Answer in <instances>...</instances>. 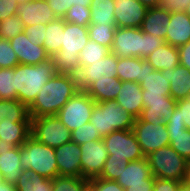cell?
Listing matches in <instances>:
<instances>
[{
    "mask_svg": "<svg viewBox=\"0 0 190 191\" xmlns=\"http://www.w3.org/2000/svg\"><path fill=\"white\" fill-rule=\"evenodd\" d=\"M0 191H19L16 185L4 181L0 184Z\"/></svg>",
    "mask_w": 190,
    "mask_h": 191,
    "instance_id": "cell-55",
    "label": "cell"
},
{
    "mask_svg": "<svg viewBox=\"0 0 190 191\" xmlns=\"http://www.w3.org/2000/svg\"><path fill=\"white\" fill-rule=\"evenodd\" d=\"M165 124L169 132V145L190 162V130L179 120L168 119Z\"/></svg>",
    "mask_w": 190,
    "mask_h": 191,
    "instance_id": "cell-24",
    "label": "cell"
},
{
    "mask_svg": "<svg viewBox=\"0 0 190 191\" xmlns=\"http://www.w3.org/2000/svg\"><path fill=\"white\" fill-rule=\"evenodd\" d=\"M19 65L18 57L9 40H0V68H14Z\"/></svg>",
    "mask_w": 190,
    "mask_h": 191,
    "instance_id": "cell-42",
    "label": "cell"
},
{
    "mask_svg": "<svg viewBox=\"0 0 190 191\" xmlns=\"http://www.w3.org/2000/svg\"><path fill=\"white\" fill-rule=\"evenodd\" d=\"M146 158L154 177L187 181L189 162L170 145L153 151Z\"/></svg>",
    "mask_w": 190,
    "mask_h": 191,
    "instance_id": "cell-7",
    "label": "cell"
},
{
    "mask_svg": "<svg viewBox=\"0 0 190 191\" xmlns=\"http://www.w3.org/2000/svg\"><path fill=\"white\" fill-rule=\"evenodd\" d=\"M16 14L25 27L39 23L46 25L57 19L46 0H32L24 4H18Z\"/></svg>",
    "mask_w": 190,
    "mask_h": 191,
    "instance_id": "cell-18",
    "label": "cell"
},
{
    "mask_svg": "<svg viewBox=\"0 0 190 191\" xmlns=\"http://www.w3.org/2000/svg\"><path fill=\"white\" fill-rule=\"evenodd\" d=\"M58 176H81V147L68 142L55 148Z\"/></svg>",
    "mask_w": 190,
    "mask_h": 191,
    "instance_id": "cell-17",
    "label": "cell"
},
{
    "mask_svg": "<svg viewBox=\"0 0 190 191\" xmlns=\"http://www.w3.org/2000/svg\"><path fill=\"white\" fill-rule=\"evenodd\" d=\"M0 171L4 176V181L14 185L23 171L20 162V146L8 145L2 139H0Z\"/></svg>",
    "mask_w": 190,
    "mask_h": 191,
    "instance_id": "cell-19",
    "label": "cell"
},
{
    "mask_svg": "<svg viewBox=\"0 0 190 191\" xmlns=\"http://www.w3.org/2000/svg\"><path fill=\"white\" fill-rule=\"evenodd\" d=\"M118 57L110 51L103 59L80 67L76 79L80 91H85L94 81L117 77Z\"/></svg>",
    "mask_w": 190,
    "mask_h": 191,
    "instance_id": "cell-12",
    "label": "cell"
},
{
    "mask_svg": "<svg viewBox=\"0 0 190 191\" xmlns=\"http://www.w3.org/2000/svg\"><path fill=\"white\" fill-rule=\"evenodd\" d=\"M111 52L120 58H143V31L140 28H116Z\"/></svg>",
    "mask_w": 190,
    "mask_h": 191,
    "instance_id": "cell-14",
    "label": "cell"
},
{
    "mask_svg": "<svg viewBox=\"0 0 190 191\" xmlns=\"http://www.w3.org/2000/svg\"><path fill=\"white\" fill-rule=\"evenodd\" d=\"M116 28V25L90 23L88 26L89 38L111 50Z\"/></svg>",
    "mask_w": 190,
    "mask_h": 191,
    "instance_id": "cell-34",
    "label": "cell"
},
{
    "mask_svg": "<svg viewBox=\"0 0 190 191\" xmlns=\"http://www.w3.org/2000/svg\"><path fill=\"white\" fill-rule=\"evenodd\" d=\"M20 162L24 171H32L47 179L58 176L55 148L29 137L20 146Z\"/></svg>",
    "mask_w": 190,
    "mask_h": 191,
    "instance_id": "cell-5",
    "label": "cell"
},
{
    "mask_svg": "<svg viewBox=\"0 0 190 191\" xmlns=\"http://www.w3.org/2000/svg\"><path fill=\"white\" fill-rule=\"evenodd\" d=\"M89 179L81 176H56L52 179V191H83Z\"/></svg>",
    "mask_w": 190,
    "mask_h": 191,
    "instance_id": "cell-37",
    "label": "cell"
},
{
    "mask_svg": "<svg viewBox=\"0 0 190 191\" xmlns=\"http://www.w3.org/2000/svg\"><path fill=\"white\" fill-rule=\"evenodd\" d=\"M167 28L164 40L167 44L179 47L190 41V17L186 12L171 13Z\"/></svg>",
    "mask_w": 190,
    "mask_h": 191,
    "instance_id": "cell-22",
    "label": "cell"
},
{
    "mask_svg": "<svg viewBox=\"0 0 190 191\" xmlns=\"http://www.w3.org/2000/svg\"><path fill=\"white\" fill-rule=\"evenodd\" d=\"M144 108L139 119L152 124L166 123L174 113L176 100L170 96L167 69L148 71L140 83Z\"/></svg>",
    "mask_w": 190,
    "mask_h": 191,
    "instance_id": "cell-1",
    "label": "cell"
},
{
    "mask_svg": "<svg viewBox=\"0 0 190 191\" xmlns=\"http://www.w3.org/2000/svg\"><path fill=\"white\" fill-rule=\"evenodd\" d=\"M154 70V67L145 58L118 57L117 77L122 82L133 81L140 84L146 73Z\"/></svg>",
    "mask_w": 190,
    "mask_h": 191,
    "instance_id": "cell-20",
    "label": "cell"
},
{
    "mask_svg": "<svg viewBox=\"0 0 190 191\" xmlns=\"http://www.w3.org/2000/svg\"><path fill=\"white\" fill-rule=\"evenodd\" d=\"M17 7L15 0H0V21L16 14Z\"/></svg>",
    "mask_w": 190,
    "mask_h": 191,
    "instance_id": "cell-49",
    "label": "cell"
},
{
    "mask_svg": "<svg viewBox=\"0 0 190 191\" xmlns=\"http://www.w3.org/2000/svg\"><path fill=\"white\" fill-rule=\"evenodd\" d=\"M92 0H69V8L74 6L89 7Z\"/></svg>",
    "mask_w": 190,
    "mask_h": 191,
    "instance_id": "cell-53",
    "label": "cell"
},
{
    "mask_svg": "<svg viewBox=\"0 0 190 191\" xmlns=\"http://www.w3.org/2000/svg\"><path fill=\"white\" fill-rule=\"evenodd\" d=\"M178 191H190V183L188 181L181 182Z\"/></svg>",
    "mask_w": 190,
    "mask_h": 191,
    "instance_id": "cell-56",
    "label": "cell"
},
{
    "mask_svg": "<svg viewBox=\"0 0 190 191\" xmlns=\"http://www.w3.org/2000/svg\"><path fill=\"white\" fill-rule=\"evenodd\" d=\"M0 99H17L15 88V67L0 68Z\"/></svg>",
    "mask_w": 190,
    "mask_h": 191,
    "instance_id": "cell-36",
    "label": "cell"
},
{
    "mask_svg": "<svg viewBox=\"0 0 190 191\" xmlns=\"http://www.w3.org/2000/svg\"><path fill=\"white\" fill-rule=\"evenodd\" d=\"M19 191H52V179L37 175L32 171H22L15 184Z\"/></svg>",
    "mask_w": 190,
    "mask_h": 191,
    "instance_id": "cell-33",
    "label": "cell"
},
{
    "mask_svg": "<svg viewBox=\"0 0 190 191\" xmlns=\"http://www.w3.org/2000/svg\"><path fill=\"white\" fill-rule=\"evenodd\" d=\"M190 0H160L159 7L170 13L186 12Z\"/></svg>",
    "mask_w": 190,
    "mask_h": 191,
    "instance_id": "cell-46",
    "label": "cell"
},
{
    "mask_svg": "<svg viewBox=\"0 0 190 191\" xmlns=\"http://www.w3.org/2000/svg\"><path fill=\"white\" fill-rule=\"evenodd\" d=\"M169 119L181 121L190 130V98L178 100Z\"/></svg>",
    "mask_w": 190,
    "mask_h": 191,
    "instance_id": "cell-43",
    "label": "cell"
},
{
    "mask_svg": "<svg viewBox=\"0 0 190 191\" xmlns=\"http://www.w3.org/2000/svg\"><path fill=\"white\" fill-rule=\"evenodd\" d=\"M122 81L118 77L94 81L85 92L94 99L96 103L106 100H115L121 89Z\"/></svg>",
    "mask_w": 190,
    "mask_h": 191,
    "instance_id": "cell-29",
    "label": "cell"
},
{
    "mask_svg": "<svg viewBox=\"0 0 190 191\" xmlns=\"http://www.w3.org/2000/svg\"><path fill=\"white\" fill-rule=\"evenodd\" d=\"M24 29L25 26L17 14L0 21V37L2 39L10 40L16 35L23 33Z\"/></svg>",
    "mask_w": 190,
    "mask_h": 191,
    "instance_id": "cell-39",
    "label": "cell"
},
{
    "mask_svg": "<svg viewBox=\"0 0 190 191\" xmlns=\"http://www.w3.org/2000/svg\"><path fill=\"white\" fill-rule=\"evenodd\" d=\"M9 42L18 57L19 64L37 65L51 59L45 48L30 42L24 32L11 38Z\"/></svg>",
    "mask_w": 190,
    "mask_h": 191,
    "instance_id": "cell-15",
    "label": "cell"
},
{
    "mask_svg": "<svg viewBox=\"0 0 190 191\" xmlns=\"http://www.w3.org/2000/svg\"><path fill=\"white\" fill-rule=\"evenodd\" d=\"M139 3L144 5L147 9L158 7L160 4V0H137Z\"/></svg>",
    "mask_w": 190,
    "mask_h": 191,
    "instance_id": "cell-54",
    "label": "cell"
},
{
    "mask_svg": "<svg viewBox=\"0 0 190 191\" xmlns=\"http://www.w3.org/2000/svg\"><path fill=\"white\" fill-rule=\"evenodd\" d=\"M94 191H124V189L114 180L102 178L89 179L88 183Z\"/></svg>",
    "mask_w": 190,
    "mask_h": 191,
    "instance_id": "cell-45",
    "label": "cell"
},
{
    "mask_svg": "<svg viewBox=\"0 0 190 191\" xmlns=\"http://www.w3.org/2000/svg\"><path fill=\"white\" fill-rule=\"evenodd\" d=\"M102 140L113 157L126 158L129 162L145 158L132 129L112 131Z\"/></svg>",
    "mask_w": 190,
    "mask_h": 191,
    "instance_id": "cell-10",
    "label": "cell"
},
{
    "mask_svg": "<svg viewBox=\"0 0 190 191\" xmlns=\"http://www.w3.org/2000/svg\"><path fill=\"white\" fill-rule=\"evenodd\" d=\"M83 191H94V189L89 184H87Z\"/></svg>",
    "mask_w": 190,
    "mask_h": 191,
    "instance_id": "cell-57",
    "label": "cell"
},
{
    "mask_svg": "<svg viewBox=\"0 0 190 191\" xmlns=\"http://www.w3.org/2000/svg\"><path fill=\"white\" fill-rule=\"evenodd\" d=\"M79 90L75 74L56 73L39 91L29 106L31 118L57 115L63 105Z\"/></svg>",
    "mask_w": 190,
    "mask_h": 191,
    "instance_id": "cell-2",
    "label": "cell"
},
{
    "mask_svg": "<svg viewBox=\"0 0 190 191\" xmlns=\"http://www.w3.org/2000/svg\"><path fill=\"white\" fill-rule=\"evenodd\" d=\"M181 182L173 179L155 177L153 191H178Z\"/></svg>",
    "mask_w": 190,
    "mask_h": 191,
    "instance_id": "cell-48",
    "label": "cell"
},
{
    "mask_svg": "<svg viewBox=\"0 0 190 191\" xmlns=\"http://www.w3.org/2000/svg\"><path fill=\"white\" fill-rule=\"evenodd\" d=\"M170 18L171 13L163 10L159 6L148 8L140 29L145 33L165 40Z\"/></svg>",
    "mask_w": 190,
    "mask_h": 191,
    "instance_id": "cell-23",
    "label": "cell"
},
{
    "mask_svg": "<svg viewBox=\"0 0 190 191\" xmlns=\"http://www.w3.org/2000/svg\"><path fill=\"white\" fill-rule=\"evenodd\" d=\"M152 176L151 168L147 158L131 161L124 171L116 179V182L123 188L127 189L129 185L144 184L145 179Z\"/></svg>",
    "mask_w": 190,
    "mask_h": 191,
    "instance_id": "cell-25",
    "label": "cell"
},
{
    "mask_svg": "<svg viewBox=\"0 0 190 191\" xmlns=\"http://www.w3.org/2000/svg\"><path fill=\"white\" fill-rule=\"evenodd\" d=\"M155 70L163 71L173 69L179 65L178 47L171 46L166 42L154 50L145 58Z\"/></svg>",
    "mask_w": 190,
    "mask_h": 191,
    "instance_id": "cell-28",
    "label": "cell"
},
{
    "mask_svg": "<svg viewBox=\"0 0 190 191\" xmlns=\"http://www.w3.org/2000/svg\"><path fill=\"white\" fill-rule=\"evenodd\" d=\"M63 31V18H57L51 23L46 24V34L42 46L45 48L46 53L50 56V58L60 51L62 46Z\"/></svg>",
    "mask_w": 190,
    "mask_h": 191,
    "instance_id": "cell-30",
    "label": "cell"
},
{
    "mask_svg": "<svg viewBox=\"0 0 190 191\" xmlns=\"http://www.w3.org/2000/svg\"><path fill=\"white\" fill-rule=\"evenodd\" d=\"M46 32V25L41 23L35 24L33 26L25 27L24 33L27 35V38L33 44H40L44 43L45 33Z\"/></svg>",
    "mask_w": 190,
    "mask_h": 191,
    "instance_id": "cell-44",
    "label": "cell"
},
{
    "mask_svg": "<svg viewBox=\"0 0 190 191\" xmlns=\"http://www.w3.org/2000/svg\"><path fill=\"white\" fill-rule=\"evenodd\" d=\"M155 177L152 175L150 178L145 179L144 184L129 185L124 191H153Z\"/></svg>",
    "mask_w": 190,
    "mask_h": 191,
    "instance_id": "cell-52",
    "label": "cell"
},
{
    "mask_svg": "<svg viewBox=\"0 0 190 191\" xmlns=\"http://www.w3.org/2000/svg\"><path fill=\"white\" fill-rule=\"evenodd\" d=\"M14 122H31L29 107L18 99H0V127L14 126Z\"/></svg>",
    "mask_w": 190,
    "mask_h": 191,
    "instance_id": "cell-26",
    "label": "cell"
},
{
    "mask_svg": "<svg viewBox=\"0 0 190 191\" xmlns=\"http://www.w3.org/2000/svg\"><path fill=\"white\" fill-rule=\"evenodd\" d=\"M31 133V122H14V126L0 127V139L8 145L21 146Z\"/></svg>",
    "mask_w": 190,
    "mask_h": 191,
    "instance_id": "cell-32",
    "label": "cell"
},
{
    "mask_svg": "<svg viewBox=\"0 0 190 191\" xmlns=\"http://www.w3.org/2000/svg\"><path fill=\"white\" fill-rule=\"evenodd\" d=\"M89 40L88 27L67 23L64 20L62 46L51 58L56 72L76 74L80 68L79 53Z\"/></svg>",
    "mask_w": 190,
    "mask_h": 191,
    "instance_id": "cell-3",
    "label": "cell"
},
{
    "mask_svg": "<svg viewBox=\"0 0 190 191\" xmlns=\"http://www.w3.org/2000/svg\"><path fill=\"white\" fill-rule=\"evenodd\" d=\"M186 14L190 17V4L187 7Z\"/></svg>",
    "mask_w": 190,
    "mask_h": 191,
    "instance_id": "cell-61",
    "label": "cell"
},
{
    "mask_svg": "<svg viewBox=\"0 0 190 191\" xmlns=\"http://www.w3.org/2000/svg\"><path fill=\"white\" fill-rule=\"evenodd\" d=\"M97 140H101L98 130H96L90 122L83 124L74 131H71V141L78 145Z\"/></svg>",
    "mask_w": 190,
    "mask_h": 191,
    "instance_id": "cell-41",
    "label": "cell"
},
{
    "mask_svg": "<svg viewBox=\"0 0 190 191\" xmlns=\"http://www.w3.org/2000/svg\"><path fill=\"white\" fill-rule=\"evenodd\" d=\"M110 51L108 47L89 40L79 53L80 67L90 65V62L100 61V59H103Z\"/></svg>",
    "mask_w": 190,
    "mask_h": 191,
    "instance_id": "cell-35",
    "label": "cell"
},
{
    "mask_svg": "<svg viewBox=\"0 0 190 191\" xmlns=\"http://www.w3.org/2000/svg\"><path fill=\"white\" fill-rule=\"evenodd\" d=\"M95 104L85 91H78L58 111L57 117L68 130L74 131L89 122Z\"/></svg>",
    "mask_w": 190,
    "mask_h": 191,
    "instance_id": "cell-9",
    "label": "cell"
},
{
    "mask_svg": "<svg viewBox=\"0 0 190 191\" xmlns=\"http://www.w3.org/2000/svg\"><path fill=\"white\" fill-rule=\"evenodd\" d=\"M30 136L53 148L71 141V131L66 128L57 115L31 118Z\"/></svg>",
    "mask_w": 190,
    "mask_h": 191,
    "instance_id": "cell-8",
    "label": "cell"
},
{
    "mask_svg": "<svg viewBox=\"0 0 190 191\" xmlns=\"http://www.w3.org/2000/svg\"><path fill=\"white\" fill-rule=\"evenodd\" d=\"M164 43V39L143 32V58H146V56L151 54L154 50H156Z\"/></svg>",
    "mask_w": 190,
    "mask_h": 191,
    "instance_id": "cell-47",
    "label": "cell"
},
{
    "mask_svg": "<svg viewBox=\"0 0 190 191\" xmlns=\"http://www.w3.org/2000/svg\"><path fill=\"white\" fill-rule=\"evenodd\" d=\"M4 182V176L2 175L1 171H0V184Z\"/></svg>",
    "mask_w": 190,
    "mask_h": 191,
    "instance_id": "cell-60",
    "label": "cell"
},
{
    "mask_svg": "<svg viewBox=\"0 0 190 191\" xmlns=\"http://www.w3.org/2000/svg\"><path fill=\"white\" fill-rule=\"evenodd\" d=\"M187 181L190 183V162H189V169H188V178Z\"/></svg>",
    "mask_w": 190,
    "mask_h": 191,
    "instance_id": "cell-59",
    "label": "cell"
},
{
    "mask_svg": "<svg viewBox=\"0 0 190 191\" xmlns=\"http://www.w3.org/2000/svg\"><path fill=\"white\" fill-rule=\"evenodd\" d=\"M128 163L129 161L126 158L113 157V154H108V158L98 178L116 181Z\"/></svg>",
    "mask_w": 190,
    "mask_h": 191,
    "instance_id": "cell-38",
    "label": "cell"
},
{
    "mask_svg": "<svg viewBox=\"0 0 190 191\" xmlns=\"http://www.w3.org/2000/svg\"><path fill=\"white\" fill-rule=\"evenodd\" d=\"M179 65L185 66L190 70V41L178 47Z\"/></svg>",
    "mask_w": 190,
    "mask_h": 191,
    "instance_id": "cell-51",
    "label": "cell"
},
{
    "mask_svg": "<svg viewBox=\"0 0 190 191\" xmlns=\"http://www.w3.org/2000/svg\"><path fill=\"white\" fill-rule=\"evenodd\" d=\"M56 73L52 59L37 65H16L15 88L17 99L29 107L36 99L41 88Z\"/></svg>",
    "mask_w": 190,
    "mask_h": 191,
    "instance_id": "cell-4",
    "label": "cell"
},
{
    "mask_svg": "<svg viewBox=\"0 0 190 191\" xmlns=\"http://www.w3.org/2000/svg\"><path fill=\"white\" fill-rule=\"evenodd\" d=\"M115 100L136 119L140 117L144 103L142 99V88L138 82H122L121 89Z\"/></svg>",
    "mask_w": 190,
    "mask_h": 191,
    "instance_id": "cell-21",
    "label": "cell"
},
{
    "mask_svg": "<svg viewBox=\"0 0 190 191\" xmlns=\"http://www.w3.org/2000/svg\"><path fill=\"white\" fill-rule=\"evenodd\" d=\"M91 11L89 7L72 6L67 10L64 20L67 23L77 24L79 26L88 27L90 24Z\"/></svg>",
    "mask_w": 190,
    "mask_h": 191,
    "instance_id": "cell-40",
    "label": "cell"
},
{
    "mask_svg": "<svg viewBox=\"0 0 190 191\" xmlns=\"http://www.w3.org/2000/svg\"><path fill=\"white\" fill-rule=\"evenodd\" d=\"M132 130L136 135L145 157L153 151L170 144L169 132L166 124L163 122L154 125L137 118Z\"/></svg>",
    "mask_w": 190,
    "mask_h": 191,
    "instance_id": "cell-11",
    "label": "cell"
},
{
    "mask_svg": "<svg viewBox=\"0 0 190 191\" xmlns=\"http://www.w3.org/2000/svg\"><path fill=\"white\" fill-rule=\"evenodd\" d=\"M57 18H64L69 9V0H46Z\"/></svg>",
    "mask_w": 190,
    "mask_h": 191,
    "instance_id": "cell-50",
    "label": "cell"
},
{
    "mask_svg": "<svg viewBox=\"0 0 190 191\" xmlns=\"http://www.w3.org/2000/svg\"><path fill=\"white\" fill-rule=\"evenodd\" d=\"M18 4H24V3H27V2H30L32 0H15Z\"/></svg>",
    "mask_w": 190,
    "mask_h": 191,
    "instance_id": "cell-58",
    "label": "cell"
},
{
    "mask_svg": "<svg viewBox=\"0 0 190 191\" xmlns=\"http://www.w3.org/2000/svg\"><path fill=\"white\" fill-rule=\"evenodd\" d=\"M89 8L91 11L90 23L116 25L113 0H92Z\"/></svg>",
    "mask_w": 190,
    "mask_h": 191,
    "instance_id": "cell-31",
    "label": "cell"
},
{
    "mask_svg": "<svg viewBox=\"0 0 190 191\" xmlns=\"http://www.w3.org/2000/svg\"><path fill=\"white\" fill-rule=\"evenodd\" d=\"M81 147V177L92 179L98 177L108 158L107 148L104 141H89L80 145Z\"/></svg>",
    "mask_w": 190,
    "mask_h": 191,
    "instance_id": "cell-13",
    "label": "cell"
},
{
    "mask_svg": "<svg viewBox=\"0 0 190 191\" xmlns=\"http://www.w3.org/2000/svg\"><path fill=\"white\" fill-rule=\"evenodd\" d=\"M136 118L127 112L116 100H106L96 103L89 122L98 130L101 139L112 131L130 130Z\"/></svg>",
    "mask_w": 190,
    "mask_h": 191,
    "instance_id": "cell-6",
    "label": "cell"
},
{
    "mask_svg": "<svg viewBox=\"0 0 190 191\" xmlns=\"http://www.w3.org/2000/svg\"><path fill=\"white\" fill-rule=\"evenodd\" d=\"M117 28H140L147 8L137 0H113Z\"/></svg>",
    "mask_w": 190,
    "mask_h": 191,
    "instance_id": "cell-16",
    "label": "cell"
},
{
    "mask_svg": "<svg viewBox=\"0 0 190 191\" xmlns=\"http://www.w3.org/2000/svg\"><path fill=\"white\" fill-rule=\"evenodd\" d=\"M167 78L170 82V96L178 101L190 98V70L178 65L171 70L167 69Z\"/></svg>",
    "mask_w": 190,
    "mask_h": 191,
    "instance_id": "cell-27",
    "label": "cell"
}]
</instances>
